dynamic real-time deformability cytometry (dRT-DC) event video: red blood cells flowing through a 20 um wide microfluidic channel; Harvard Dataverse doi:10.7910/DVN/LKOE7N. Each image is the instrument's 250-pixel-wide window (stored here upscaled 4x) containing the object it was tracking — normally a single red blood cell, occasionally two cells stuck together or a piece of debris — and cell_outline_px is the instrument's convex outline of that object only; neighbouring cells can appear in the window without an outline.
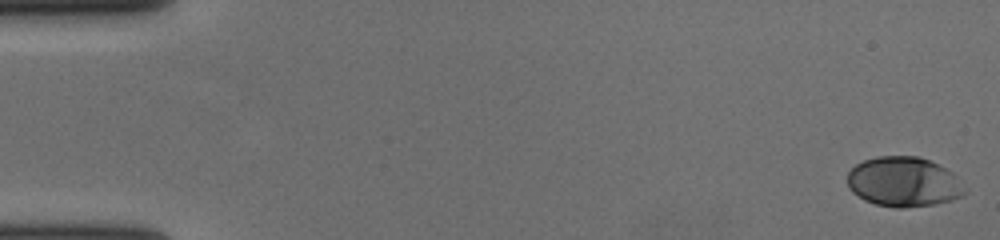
{"species": "human", "species_latin": "Homo sapiens", "temperature_condition": "cold", "stored_images_in_passage": 58, "camera_frame_rate_fps": 3000, "um_per_image_px": 0.085, "donor": {"sex": "female"}, "frame": {"image": 1, "passage_image": 1, "time_ms": 0.0, "image_size_px": [1000, 240], "cell_outline_px": [[968, 192], [964, 196], [952, 200], [932, 204], [900, 208], [896, 208], [876, 204], [864, 200], [852, 192], [848, 188], [848, 172], [856, 164], [864, 160], [876, 156], [920, 156], [952, 172], [956, 176]], "centroid_in_image_um": [76.81, 15.46], "position_along_channel_um": 8.2, "area_um2": 34.1}}
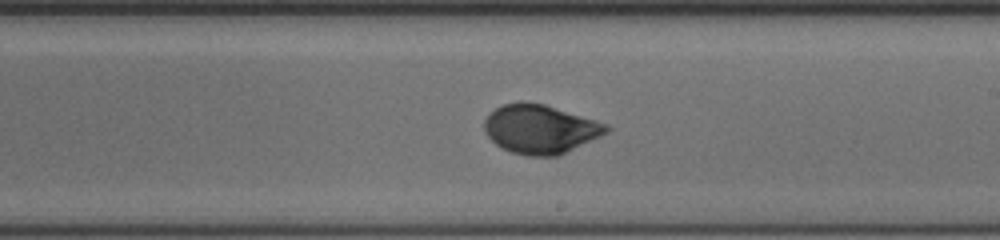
{"frame": {"image": 2, "passage_image": 34, "time_ms": 11.0, "image_size_px": [1000, 240], "cell_outline_px": [[612, 128], [608, 132], [560, 156], [528, 156], [512, 152], [496, 144], [484, 132], [484, 120], [488, 112], [504, 104], [520, 100], [544, 104], [596, 120], [608, 124]], "centroid_in_image_um": [45.92, 10.96], "position_along_channel_um": 243.1, "area_um2": 35.03}}
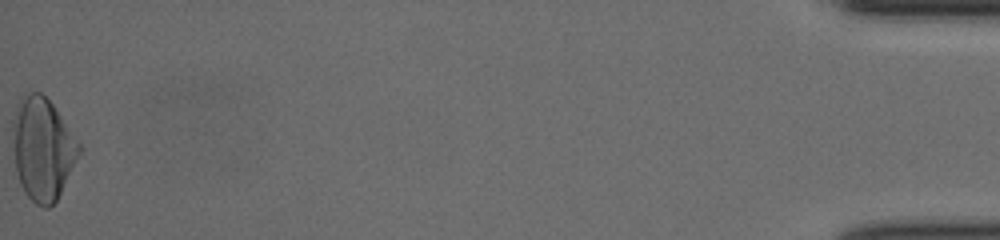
{"frame": {"image": 3, "passage_image": 58, "time_ms": 19.0, "image_size_px": [1000, 240], "cell_outline_px": [[84, 148], [56, 200], [48, 208], [44, 208], [36, 204], [24, 192], [20, 184], [16, 172], [12, 128], [12, 120], [16, 104], [20, 96], [24, 92], [40, 92], [52, 104]], "centroid_in_image_um": [3.62, 12.62], "position_along_channel_um": 431.6, "area_um2": 39.88}, "authors_computed_cell_mechanics": {"area_um2": 34.2176, "velocity_mm_per_s": 3.6141, "shape_relaxation_time_tau1_ms": 3.7337, "shape_relaxation_time_tau2_ms": null, "deformation_change_tau1": 0.1571, "deformation_change_tau2": null}}